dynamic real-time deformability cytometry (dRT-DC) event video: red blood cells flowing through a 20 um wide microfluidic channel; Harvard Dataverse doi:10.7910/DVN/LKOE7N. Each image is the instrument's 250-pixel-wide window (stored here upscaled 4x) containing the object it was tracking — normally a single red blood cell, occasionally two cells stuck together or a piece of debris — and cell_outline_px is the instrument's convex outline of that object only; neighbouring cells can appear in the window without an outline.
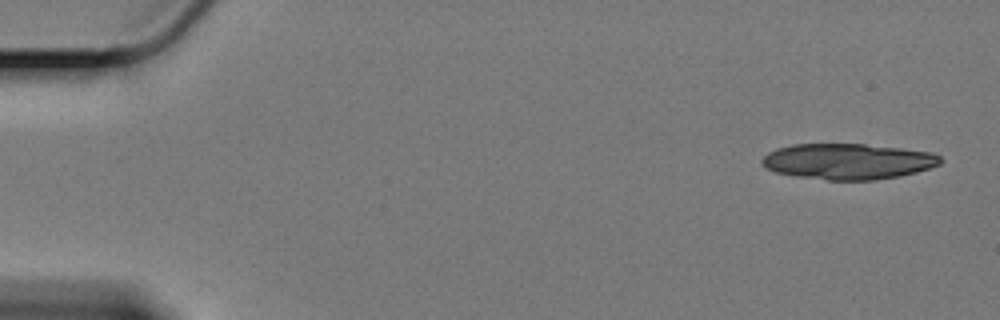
{"species": "Egyptian fruit bat (a non-hibernating species)", "species_latin": "Rousettus aegyptiacus", "temperature_condition": "cold", "stored_images_in_passage": 16, "camera_frame_rate_fps": 3000, "um_per_image_px": 0.085, "animal": {"sex": "female"}, "frame": {"image": 1, "passage_image": 1, "time_ms": 0.0, "image_size_px": [1000, 320], "cell_outline_px": [[944, 160], [940, 164], [916, 172], [900, 176], [876, 180], [828, 180], [796, 176], [776, 172], [768, 168], [760, 160], [768, 152], [776, 148], [792, 144], [864, 144], [900, 148], [932, 152], [940, 156]], "centroid_in_image_um": [72.09, 13.72], "position_along_channel_um": 12.9, "area_um2": 37.22}}